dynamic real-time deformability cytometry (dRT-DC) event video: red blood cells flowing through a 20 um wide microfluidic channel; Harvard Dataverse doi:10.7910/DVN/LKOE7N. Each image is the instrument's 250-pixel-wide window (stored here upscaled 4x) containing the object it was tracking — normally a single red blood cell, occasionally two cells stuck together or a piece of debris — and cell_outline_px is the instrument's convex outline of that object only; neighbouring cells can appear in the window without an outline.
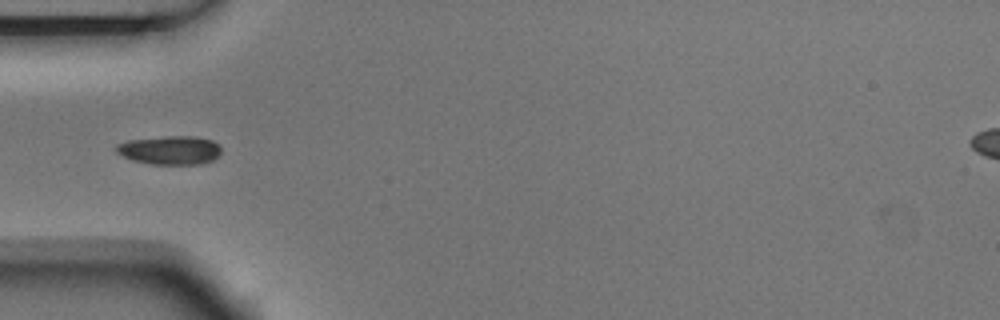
{"species": "Egyptian fruit bat (a non-hibernating species)", "species_latin": "Rousettus aegyptiacus", "temperature_condition": "room temperature", "stored_images_in_passage": 6, "camera_frame_rate_fps": 3000, "um_per_image_px": 0.085, "animal": {"sex": "male"}, "frame": {"image": 1, "passage_image": 5, "time_ms": 1.333, "image_size_px": [1000, 320], "cell_outline_px": [[220, 152], [212, 160], [200, 164], [152, 164], [132, 160], [116, 152], [116, 144], [128, 140], [168, 136], [192, 136], [212, 140], [220, 148]], "centroid_in_image_um": [14.41, 12.76], "position_along_channel_um": 70.6, "area_um2": 17.34}}
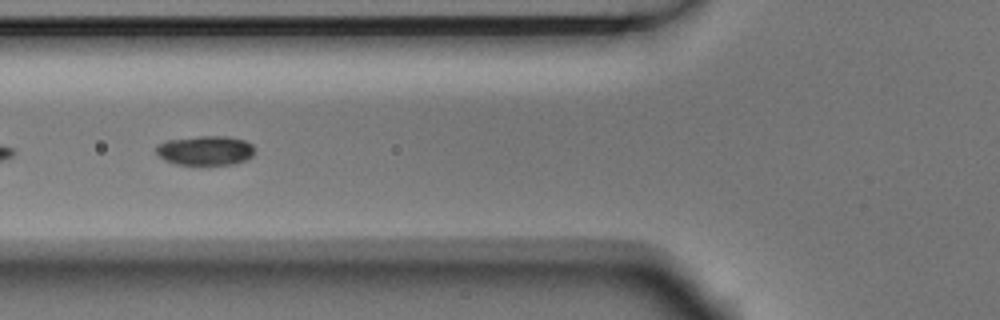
{"frame": {"image": 2, "passage_image": 6, "time_ms": 1.667, "image_size_px": [1000, 320], "cell_outline_px": [[252, 156], [244, 160], [232, 164], [176, 164], [164, 160], [156, 152], [156, 144], [168, 140], [200, 136], [228, 136], [244, 140], [252, 144]], "centroid_in_image_um": [17.42, 12.78], "position_along_channel_um": 108.4, "area_um2": 16.7}}